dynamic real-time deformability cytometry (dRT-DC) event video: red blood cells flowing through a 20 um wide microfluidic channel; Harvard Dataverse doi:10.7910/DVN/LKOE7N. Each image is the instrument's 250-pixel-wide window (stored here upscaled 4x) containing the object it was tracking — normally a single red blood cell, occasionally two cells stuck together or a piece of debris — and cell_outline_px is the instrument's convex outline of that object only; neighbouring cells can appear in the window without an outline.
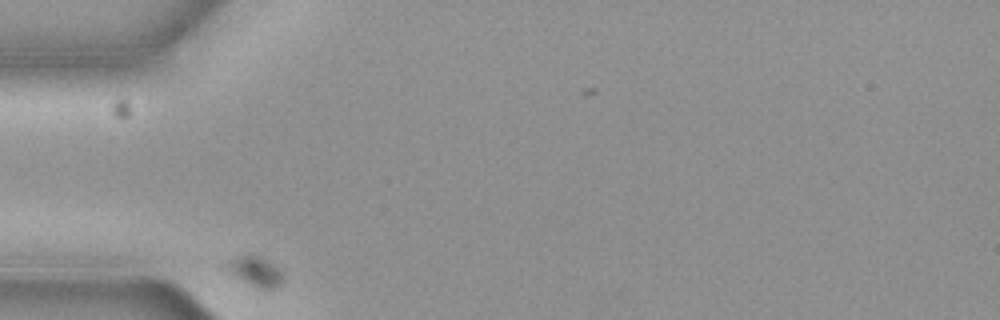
{"species": "common noctule bat (a hibernating species)", "species_latin": "Nyctalus noctula", "temperature_condition": "cold", "stored_images_in_passage": 2, "camera_frame_rate_fps": 3000, "um_per_image_px": 0.085, "animal": {"sex": "female", "body_mass_g": 19.3, "forearm_length_mm": 54.1}, "frame": {"image": 1, "passage_image": 1, "time_ms": 0.0, "image_size_px": [1000, 320], "cell_outline_px": [[284, 280], [276, 288], [256, 288], [216, 268], [216, 264], [220, 260], [240, 252], [256, 252], [272, 260], [284, 272]], "centroid_in_image_um": [21.48, 22.92], "position_along_channel_um": 63.5, "area_um2": 12.02}}